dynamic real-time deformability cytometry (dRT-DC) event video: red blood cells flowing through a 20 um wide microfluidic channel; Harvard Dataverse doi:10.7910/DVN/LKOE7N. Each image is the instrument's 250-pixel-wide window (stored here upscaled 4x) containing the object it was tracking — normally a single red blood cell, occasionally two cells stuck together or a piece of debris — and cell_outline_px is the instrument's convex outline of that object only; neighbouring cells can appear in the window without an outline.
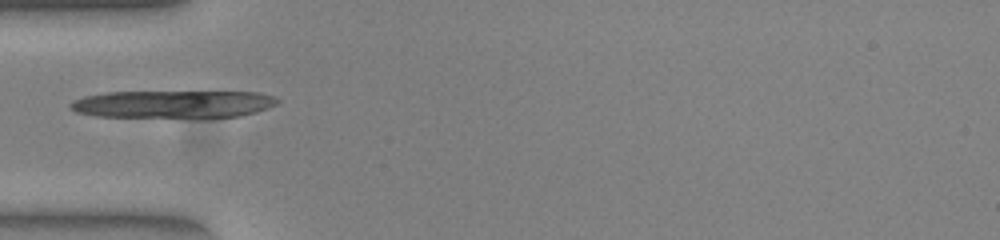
{"species": "common noctule bat (a hibernating species)", "species_latin": "Nyctalus noctula", "temperature_condition": "warm", "stored_images_in_passage": 36, "camera_frame_rate_fps": 3000, "um_per_image_px": 0.085, "animal": {"sex": "female", "body_mass_g": 23.0, "forearm_length_mm": 53.4}, "frame": {"image": 1, "passage_image": 1, "time_ms": 0.0, "image_size_px": [1000, 240], "cell_outline_px": [[280, 100], [276, 104], [268, 108], [256, 112], [240, 116], [96, 116], [76, 112], [68, 108], [68, 104], [72, 100], [84, 96], [108, 92], [256, 92], [272, 96]], "centroid_in_image_um": [14.66, 8.83], "position_along_channel_um": 70.3, "area_um2": 32.66}}